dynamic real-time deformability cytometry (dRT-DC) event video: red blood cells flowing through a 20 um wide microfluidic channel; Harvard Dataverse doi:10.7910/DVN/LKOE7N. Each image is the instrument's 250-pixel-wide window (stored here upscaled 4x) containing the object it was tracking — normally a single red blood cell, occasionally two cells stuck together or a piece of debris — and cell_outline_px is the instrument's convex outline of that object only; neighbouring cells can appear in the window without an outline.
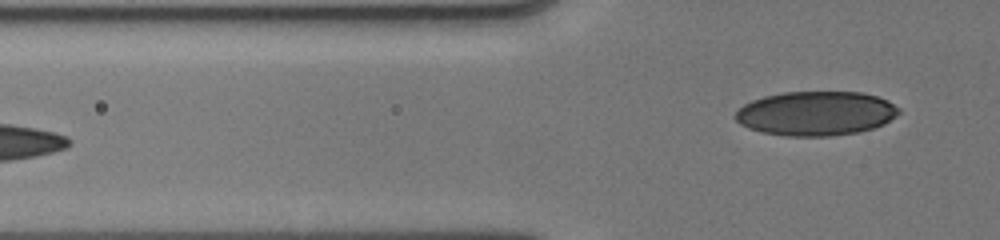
{"species": "human", "species_latin": "Homo sapiens", "temperature_condition": "cold", "stored_images_in_passage": 6, "camera_frame_rate_fps": 3000, "um_per_image_px": 0.085, "donor": {"sex": "male"}, "frame": {"image": 1, "passage_image": 6, "time_ms": 5.667, "image_size_px": [1000, 240], "cell_outline_px": [[900, 112], [896, 116], [884, 124], [860, 132], [832, 136], [784, 136], [760, 132], [748, 128], [740, 124], [732, 116], [744, 104], [752, 100], [764, 96], [784, 92], [860, 92], [876, 96], [888, 100], [900, 108]], "centroid_in_image_um": [69.34, 9.65], "position_along_channel_um": 56.5, "area_um2": 42.48}}